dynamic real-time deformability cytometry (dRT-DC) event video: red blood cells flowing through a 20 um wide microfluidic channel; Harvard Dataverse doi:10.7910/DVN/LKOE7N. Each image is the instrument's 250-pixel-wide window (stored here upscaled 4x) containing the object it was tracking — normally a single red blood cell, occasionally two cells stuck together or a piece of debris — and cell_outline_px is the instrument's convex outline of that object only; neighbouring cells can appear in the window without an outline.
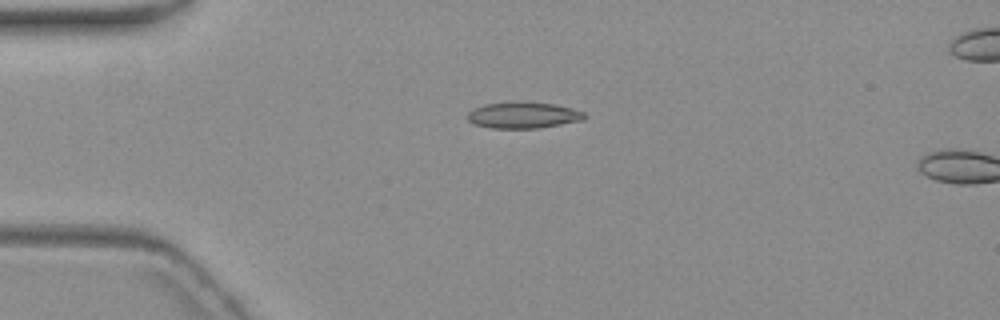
{"species": "common noctule bat (a hibernating species)", "species_latin": "Nyctalus noctula", "temperature_condition": "warm", "stored_images_in_passage": 2, "camera_frame_rate_fps": 3000, "um_per_image_px": 0.085, "animal": {"sex": "female", "body_mass_g": 19.3, "forearm_length_mm": 54.1}, "frame": {"image": 1, "passage_image": 1, "time_ms": 0.0, "image_size_px": [1000, 320], "cell_outline_px": [[584, 116], [580, 120], [540, 128], [488, 128], [472, 124], [468, 120], [468, 112], [472, 108], [484, 104], [552, 104], [584, 112]], "centroid_in_image_um": [44.37, 9.84], "position_along_channel_um": 40.6, "area_um2": 16.99}}